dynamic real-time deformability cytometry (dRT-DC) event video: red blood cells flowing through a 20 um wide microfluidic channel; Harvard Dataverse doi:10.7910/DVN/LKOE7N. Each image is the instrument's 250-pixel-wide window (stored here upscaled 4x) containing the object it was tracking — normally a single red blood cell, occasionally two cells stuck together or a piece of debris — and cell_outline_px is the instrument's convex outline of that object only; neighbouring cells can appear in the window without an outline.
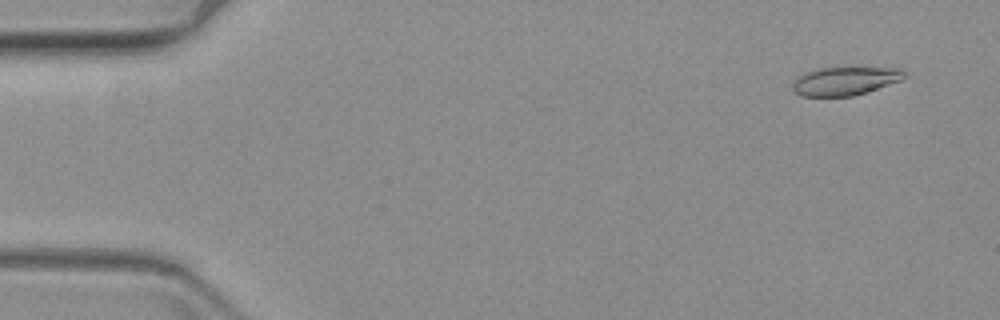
{"species": "common noctule bat (a hibernating species)", "species_latin": "Nyctalus noctula", "temperature_condition": "warm", "stored_images_in_passage": 20, "camera_frame_rate_fps": 3000, "um_per_image_px": 0.085, "animal": {"sex": "female", "body_mass_g": 19.3, "forearm_length_mm": 54.1}, "frame": {"image": 1, "passage_image": 4, "time_ms": 1.0, "image_size_px": [1000, 320], "cell_outline_px": [[904, 76], [900, 80], [852, 96], [800, 96], [792, 92], [792, 84], [800, 76], [808, 72], [820, 68], [900, 68], [904, 72]], "centroid_in_image_um": [71.76, 6.89], "position_along_channel_um": 13.2, "area_um2": 17.98}}
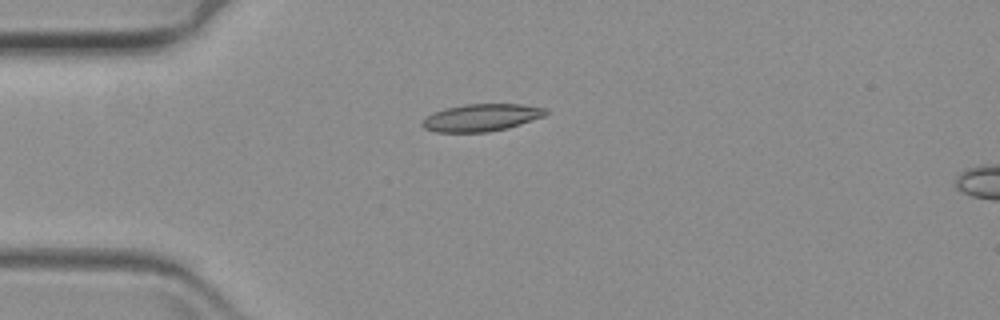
{"frame": {"image": 2, "passage_image": 16, "time_ms": 5.0, "image_size_px": [1000, 320], "cell_outline_px": [[548, 112], [544, 116], [508, 128], [488, 132], [436, 132], [424, 128], [420, 124], [432, 112], [464, 104], [520, 104], [548, 108]], "centroid_in_image_um": [40.93, 9.99], "position_along_channel_um": 44.1, "area_um2": 19.59}}